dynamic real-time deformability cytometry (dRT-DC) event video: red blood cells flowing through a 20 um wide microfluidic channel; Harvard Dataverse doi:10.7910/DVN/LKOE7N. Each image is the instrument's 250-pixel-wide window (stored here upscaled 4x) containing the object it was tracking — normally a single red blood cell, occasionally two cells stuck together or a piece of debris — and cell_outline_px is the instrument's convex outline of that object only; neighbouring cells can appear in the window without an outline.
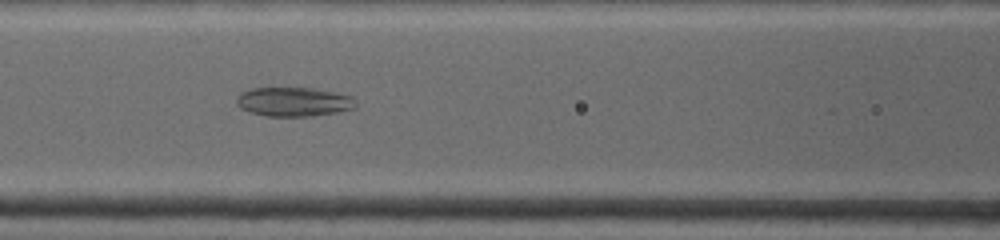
{"species": "common noctule bat (a hibernating species)", "species_latin": "Nyctalus noctula", "temperature_condition": "warm", "stored_images_in_passage": 48, "camera_frame_rate_fps": 4500, "um_per_image_px": 0.085, "animal": {"sex": "female", "body_mass_g": 19.0, "forearm_length_mm": 53.3}, "frame": {"image": 1, "passage_image": 11, "time_ms": 4.444, "image_size_px": [1000, 240], "cell_outline_px": [[356, 108], [336, 112], [312, 116], [264, 116], [248, 112], [240, 108], [236, 104], [236, 96], [240, 92], [252, 88], [312, 88], [352, 96], [356, 104]], "centroid_in_image_um": [24.91, 8.66], "position_along_channel_um": 141.7, "area_um2": 20.35}}
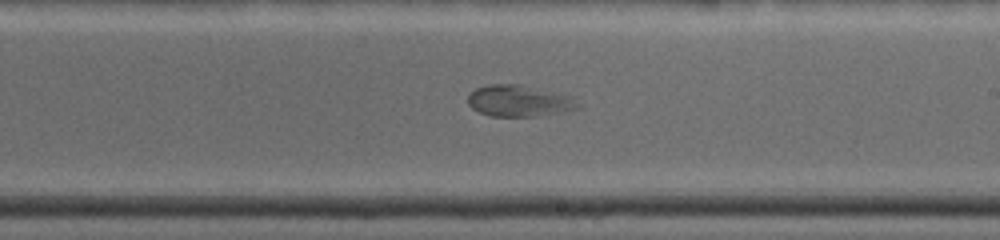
{"frame": {"image": 2, "passage_image": 21, "time_ms": 7.111, "image_size_px": [1000, 240], "cell_outline_px": [[580, 108], [564, 112], [540, 116], [492, 116], [480, 112], [472, 108], [468, 104], [468, 96], [476, 88], [488, 84], [520, 84], [572, 96], [580, 104]], "centroid_in_image_um": [44.16, 8.58], "position_along_channel_um": 244.8, "area_um2": 20.23}}
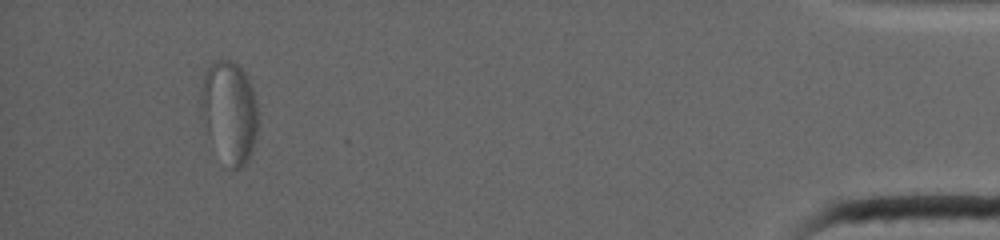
{"frame": {"image": 3, "passage_image": 48, "time_ms": 14.0, "image_size_px": [1000, 240], "cell_outline_px": [[256, 132], [252, 152], [248, 160], [240, 168], [228, 168], [208, 136], [200, 108], [200, 88], [204, 76], [208, 68], [216, 60], [232, 60], [244, 72], [252, 88], [256, 100]], "centroid_in_image_um": [19.47, 9.51], "position_along_channel_um": 415.7, "area_um2": 33.52}}